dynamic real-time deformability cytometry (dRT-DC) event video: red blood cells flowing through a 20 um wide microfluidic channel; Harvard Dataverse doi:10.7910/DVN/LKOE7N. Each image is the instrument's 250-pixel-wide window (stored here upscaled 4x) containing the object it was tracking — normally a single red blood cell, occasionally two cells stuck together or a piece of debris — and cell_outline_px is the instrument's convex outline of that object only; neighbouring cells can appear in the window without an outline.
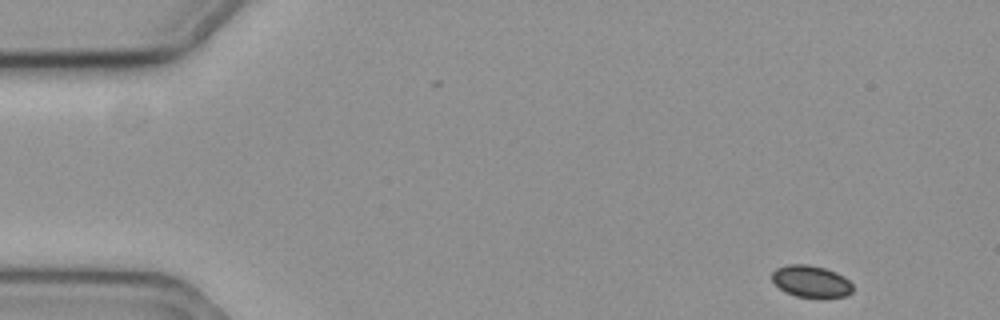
{"species": "common noctule bat (a hibernating species)", "species_latin": "Nyctalus noctula", "temperature_condition": "cold", "stored_images_in_passage": 13, "camera_frame_rate_fps": 3000, "um_per_image_px": 0.085, "animal": {"sex": "female", "body_mass_g": 19.3, "forearm_length_mm": 54.1}, "frame": {"image": 1, "passage_image": 1, "time_ms": 0.0, "image_size_px": [1000, 320], "cell_outline_px": [[852, 292], [848, 296], [796, 296], [784, 292], [772, 280], [772, 272], [776, 268], [788, 264], [808, 264], [824, 268], [836, 272], [844, 276], [852, 284]], "centroid_in_image_um": [68.92, 23.89], "position_along_channel_um": 16.1, "area_um2": 14.8}}
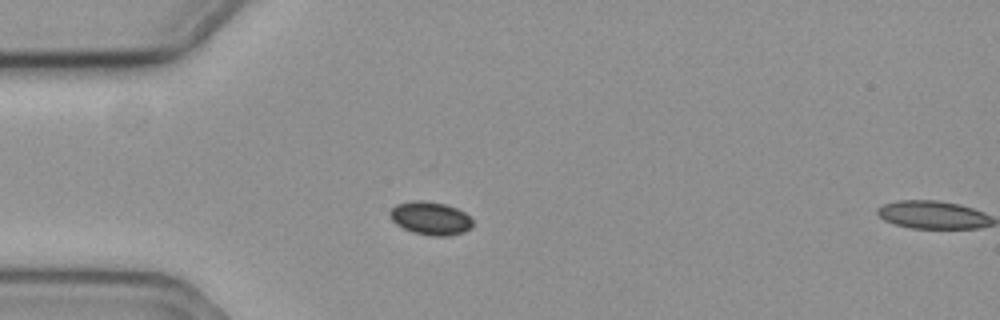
{"frame": {"image": 2, "passage_image": 12, "time_ms": 3.667, "image_size_px": [1000, 320], "cell_outline_px": [[472, 228], [464, 232], [448, 236], [432, 236], [412, 232], [396, 224], [392, 220], [388, 212], [396, 204], [412, 200], [420, 200], [444, 204], [456, 208], [464, 212], [472, 220]], "centroid_in_image_um": [36.58, 18.56], "position_along_channel_um": 48.4, "area_um2": 16.01}}